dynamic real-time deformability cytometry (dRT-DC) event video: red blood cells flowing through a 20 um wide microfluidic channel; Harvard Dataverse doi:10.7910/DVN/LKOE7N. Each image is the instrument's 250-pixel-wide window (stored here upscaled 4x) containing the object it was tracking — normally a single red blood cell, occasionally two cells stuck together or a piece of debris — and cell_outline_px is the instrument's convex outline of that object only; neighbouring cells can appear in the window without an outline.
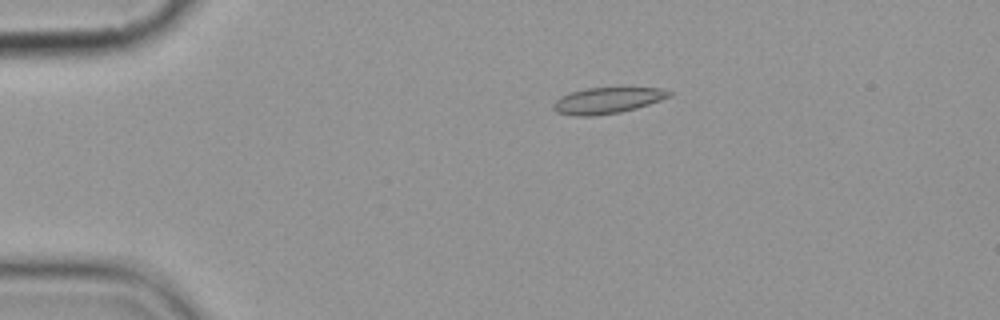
{"species": "common noctule bat (a hibernating species)", "species_latin": "Nyctalus noctula", "temperature_condition": "cold", "stored_images_in_passage": 9, "camera_frame_rate_fps": 3000, "um_per_image_px": 0.085, "animal": {"sex": "female", "body_mass_g": 19.9}, "frame": {"image": 1, "passage_image": 3, "time_ms": 2.667, "image_size_px": [1000, 320], "cell_outline_px": [[672, 96], [636, 108], [620, 112], [592, 116], [572, 116], [556, 112], [552, 108], [552, 104], [560, 96], [572, 92], [588, 88], [660, 88], [672, 92]], "centroid_in_image_um": [51.58, 8.55], "position_along_channel_um": 33.4, "area_um2": 17.51}}
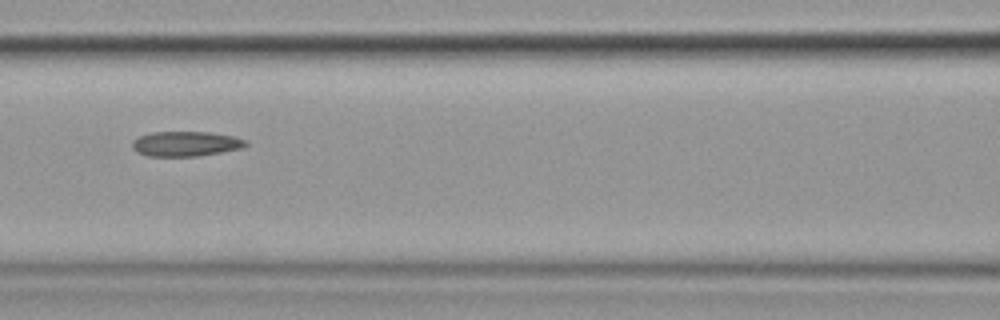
{"frame": {"image": 2, "passage_image": 7, "time_ms": 7.333, "image_size_px": [1000, 320], "cell_outline_px": [[248, 144], [244, 148], [196, 156], [148, 156], [136, 152], [132, 148], [132, 140], [140, 136], [152, 132], [208, 132], [236, 136], [248, 140]], "centroid_in_image_um": [15.81, 12.22], "position_along_channel_um": 150.8, "area_um2": 16.65}}
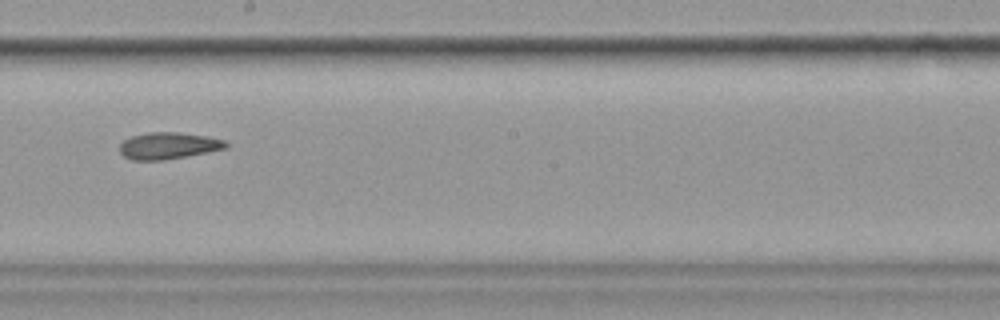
{"frame": {"image": 3, "passage_image": 9, "time_ms": 9.667, "image_size_px": [1000, 320], "cell_outline_px": [[228, 144], [224, 148], [164, 160], [132, 160], [124, 156], [120, 152], [120, 144], [124, 140], [132, 136], [148, 132], [176, 132], [208, 136], [224, 140]], "centroid_in_image_um": [14.26, 12.37], "position_along_channel_um": 233.9, "area_um2": 16.24}}